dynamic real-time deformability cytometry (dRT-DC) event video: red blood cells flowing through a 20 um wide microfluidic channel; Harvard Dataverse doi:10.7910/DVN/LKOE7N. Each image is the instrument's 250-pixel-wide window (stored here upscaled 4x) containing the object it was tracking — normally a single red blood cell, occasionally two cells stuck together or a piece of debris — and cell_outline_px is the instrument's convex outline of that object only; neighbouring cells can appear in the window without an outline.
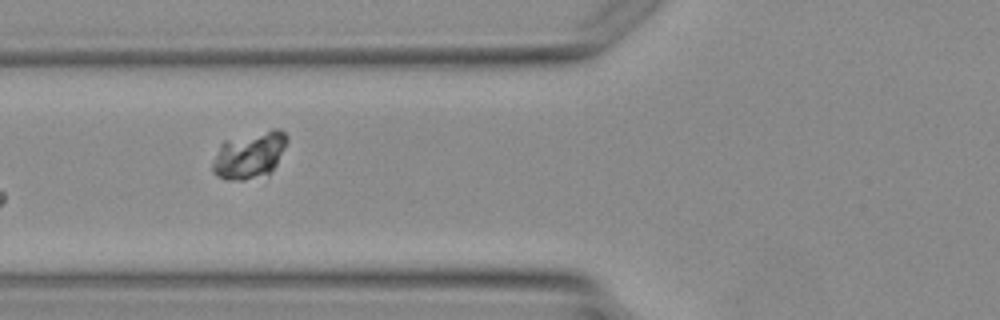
{"species": "Egyptian fruit bat (a non-hibernating species)", "species_latin": "Rousettus aegyptiacus", "temperature_condition": "warm", "stored_images_in_passage": 3, "camera_frame_rate_fps": 3000, "um_per_image_px": 0.085, "animal": {"sex": "female"}, "frame": {"image": 1, "passage_image": 3, "time_ms": 2.333, "image_size_px": [1000, 320], "cell_outline_px": [[288, 140], [276, 164], [268, 172], [244, 180], [228, 180], [212, 172], [212, 164], [220, 144], [224, 140], [272, 128], [280, 128], [288, 136]], "centroid_in_image_um": [21.2, 13.13], "position_along_channel_um": 104.6, "area_um2": 20.06}}